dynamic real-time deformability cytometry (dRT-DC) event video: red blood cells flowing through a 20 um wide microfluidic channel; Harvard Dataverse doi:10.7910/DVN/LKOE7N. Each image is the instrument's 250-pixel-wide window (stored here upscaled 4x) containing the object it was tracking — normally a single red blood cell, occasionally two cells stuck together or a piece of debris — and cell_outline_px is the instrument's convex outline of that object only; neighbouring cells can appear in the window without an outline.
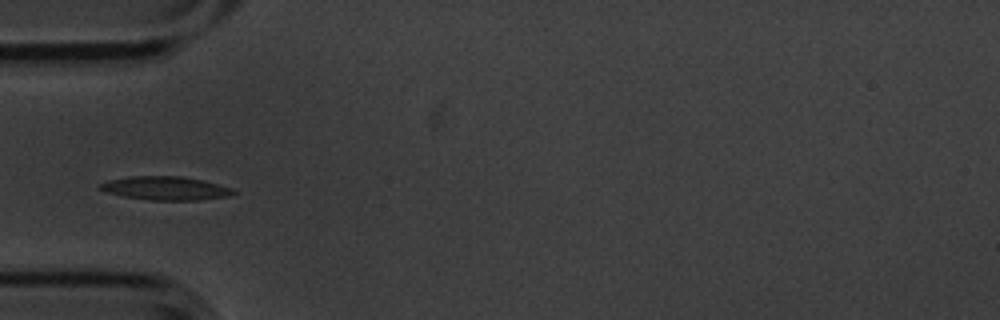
{"species": "common noctule bat (a hibernating species)", "species_latin": "Nyctalus noctula", "temperature_condition": "cold", "stored_images_in_passage": 13, "camera_frame_rate_fps": 3000, "um_per_image_px": 0.085, "animal": {"sex": "male", "body_mass_g": 20.1, "forearm_length_mm": 53.5}, "frame": {"image": 1, "passage_image": 3, "time_ms": 0.667, "image_size_px": [1000, 320], "cell_outline_px": [[236, 192], [232, 196], [200, 200], [152, 200], [124, 196], [108, 192], [96, 188], [96, 184], [108, 180], [128, 176], [180, 176], [204, 180], [232, 188]], "centroid_in_image_um": [14.06, 15.99], "position_along_channel_um": 70.9, "area_um2": 18.5}}
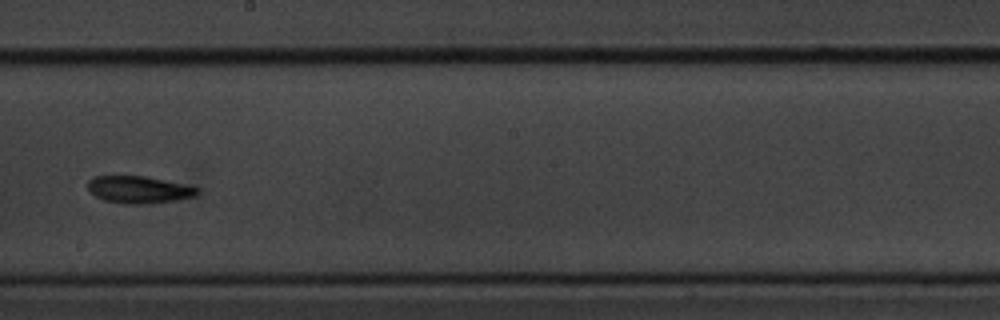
{"frame": {"image": 2, "passage_image": 7, "time_ms": 2.0, "image_size_px": [1000, 320], "cell_outline_px": [[200, 192], [196, 196], [176, 200], [148, 204], [124, 204], [104, 200], [96, 196], [88, 188], [88, 180], [96, 176], [144, 176], [184, 184], [200, 188]], "centroid_in_image_um": [11.84, 16.13], "position_along_channel_um": 236.4, "area_um2": 17.34}}
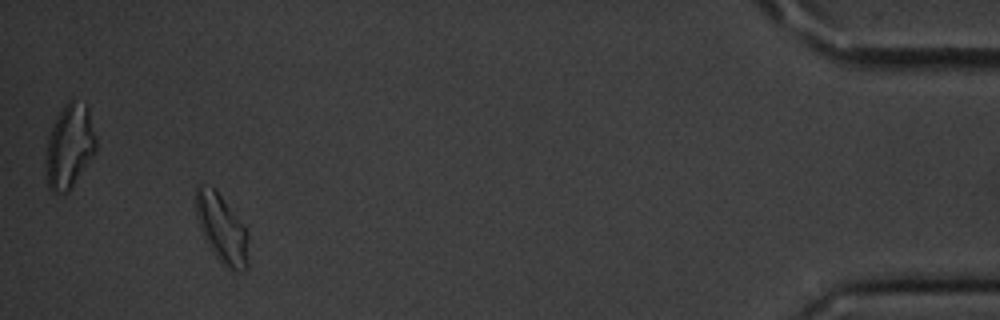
{"frame": {"image": 3, "passage_image": 12, "time_ms": 3.667, "image_size_px": [1000, 320], "cell_outline_px": [[248, 268], [244, 272], [232, 276], [224, 268], [212, 252], [200, 228], [196, 216], [196, 184], [200, 184], [216, 188], [248, 232]], "centroid_in_image_um": [18.88, 19.54], "position_along_channel_um": 416.3, "area_um2": 21.68}}